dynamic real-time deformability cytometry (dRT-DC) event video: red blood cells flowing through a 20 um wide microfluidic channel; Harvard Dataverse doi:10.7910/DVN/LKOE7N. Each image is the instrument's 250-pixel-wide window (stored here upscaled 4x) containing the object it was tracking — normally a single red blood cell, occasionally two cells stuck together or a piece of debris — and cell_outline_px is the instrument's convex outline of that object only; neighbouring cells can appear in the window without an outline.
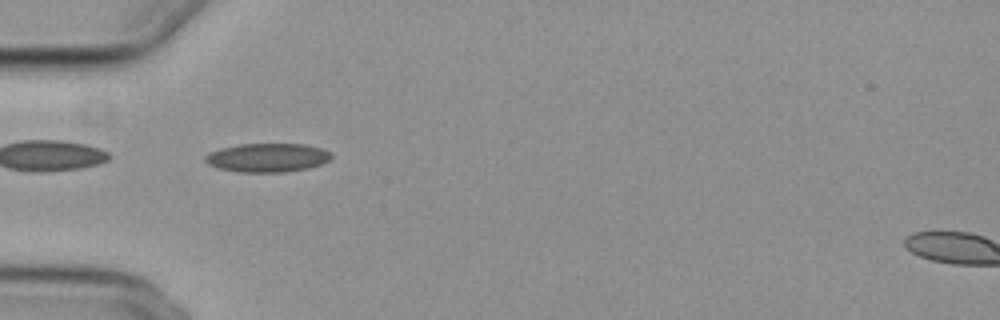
{"species": "common noctule bat (a hibernating species)", "species_latin": "Nyctalus noctula", "temperature_condition": "cold", "stored_images_in_passage": 41, "camera_frame_rate_fps": 3000, "um_per_image_px": 0.085, "animal": {"sex": "female", "body_mass_g": 29.2, "forearm_length_mm": 56.3}, "frame": {"image": 1, "passage_image": 10, "time_ms": 3.0, "image_size_px": [1000, 320], "cell_outline_px": [[332, 160], [308, 168], [284, 172], [240, 172], [220, 168], [208, 164], [204, 160], [204, 156], [208, 152], [220, 148], [240, 144], [304, 144], [320, 148], [328, 152], [332, 156]], "centroid_in_image_um": [22.71, 13.4], "position_along_channel_um": 62.3, "area_um2": 21.1}}
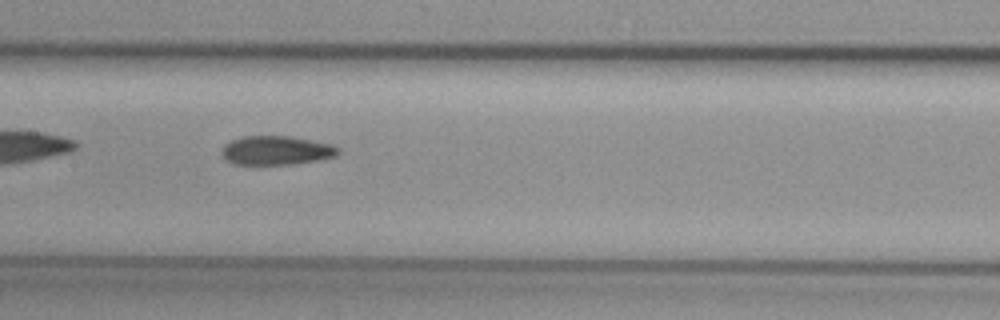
{"frame": {"image": 2, "passage_image": 20, "time_ms": 6.333, "image_size_px": [1000, 320], "cell_outline_px": [[340, 152], [336, 156], [316, 160], [292, 164], [236, 164], [224, 160], [220, 152], [224, 144], [232, 140], [244, 136], [288, 136], [332, 144], [340, 148]], "centroid_in_image_um": [23.46, 12.78], "position_along_channel_um": 183.9, "area_um2": 19.65}}
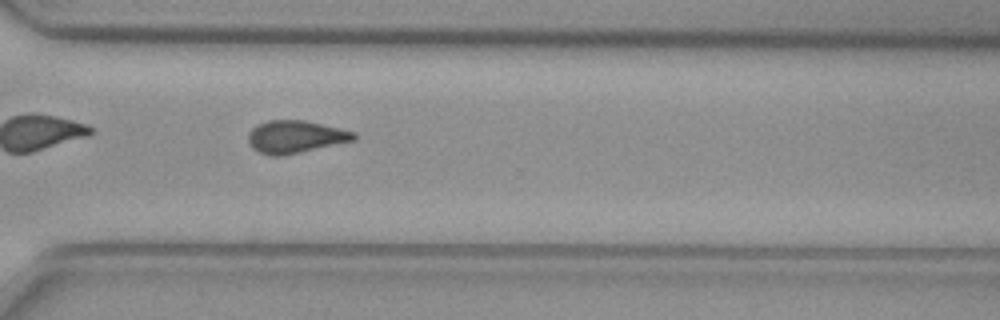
{"frame": {"image": 3, "passage_image": 33, "time_ms": 10.667, "image_size_px": [1000, 320], "cell_outline_px": [[356, 140], [300, 152], [280, 156], [272, 156], [260, 152], [252, 148], [248, 140], [248, 132], [252, 128], [268, 120], [304, 120], [352, 132], [356, 136]], "centroid_in_image_um": [25.06, 11.63], "position_along_channel_um": 345.5, "area_um2": 19.65}}